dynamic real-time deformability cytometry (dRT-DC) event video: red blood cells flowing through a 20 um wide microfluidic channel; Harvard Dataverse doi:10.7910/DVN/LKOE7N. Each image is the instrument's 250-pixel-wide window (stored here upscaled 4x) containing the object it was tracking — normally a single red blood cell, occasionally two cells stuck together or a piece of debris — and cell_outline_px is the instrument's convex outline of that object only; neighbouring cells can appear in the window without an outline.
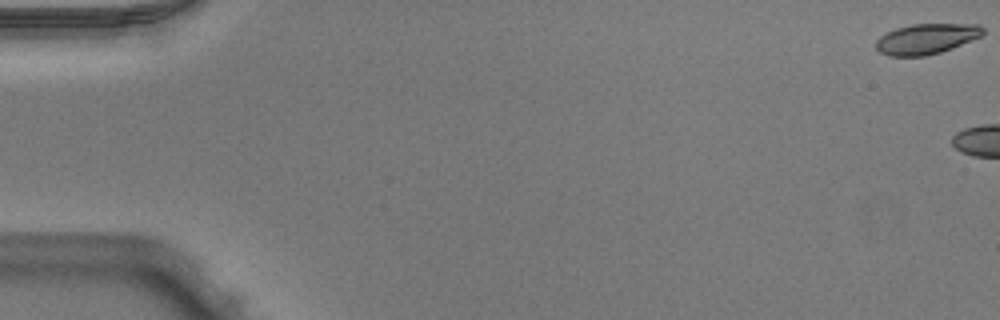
{"species": "Egyptian fruit bat (a non-hibernating species)", "species_latin": "Rousettus aegyptiacus", "temperature_condition": "warm", "stored_images_in_passage": 5, "camera_frame_rate_fps": 3000, "um_per_image_px": 0.085, "animal": {"sex": "male"}, "frame": {"image": 1, "passage_image": 1, "time_ms": 0.0, "image_size_px": [1000, 320], "cell_outline_px": [[984, 32], [980, 36], [952, 48], [940, 52], [924, 56], [888, 56], [880, 52], [876, 48], [876, 40], [880, 36], [896, 28], [912, 24], [980, 24], [984, 28]], "centroid_in_image_um": [78.73, 3.3], "position_along_channel_um": 6.3, "area_um2": 18.84}}